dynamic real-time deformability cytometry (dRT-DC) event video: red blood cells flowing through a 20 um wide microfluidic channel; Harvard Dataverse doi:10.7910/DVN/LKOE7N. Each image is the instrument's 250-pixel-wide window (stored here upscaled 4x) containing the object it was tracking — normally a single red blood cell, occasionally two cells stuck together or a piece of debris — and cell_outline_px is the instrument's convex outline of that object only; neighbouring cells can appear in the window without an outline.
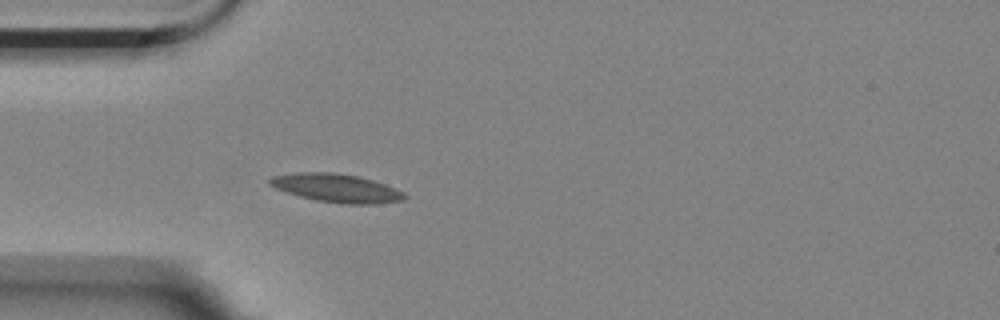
{"species": "Egyptian fruit bat (a non-hibernating species)", "species_latin": "Rousettus aegyptiacus", "temperature_condition": "room temperature", "stored_images_in_passage": 5, "camera_frame_rate_fps": 3000, "um_per_image_px": 0.085, "animal": {"sex": "female"}, "frame": {"image": 1, "passage_image": 5, "time_ms": 1.333, "image_size_px": [1000, 320], "cell_outline_px": [[408, 196], [404, 200], [376, 204], [340, 204], [316, 200], [300, 196], [276, 188], [268, 184], [268, 180], [272, 176], [300, 172], [332, 172], [356, 176], [372, 180], [384, 184], [404, 192]], "centroid_in_image_um": [28.62, 15.99], "position_along_channel_um": 56.4, "area_um2": 22.2}}